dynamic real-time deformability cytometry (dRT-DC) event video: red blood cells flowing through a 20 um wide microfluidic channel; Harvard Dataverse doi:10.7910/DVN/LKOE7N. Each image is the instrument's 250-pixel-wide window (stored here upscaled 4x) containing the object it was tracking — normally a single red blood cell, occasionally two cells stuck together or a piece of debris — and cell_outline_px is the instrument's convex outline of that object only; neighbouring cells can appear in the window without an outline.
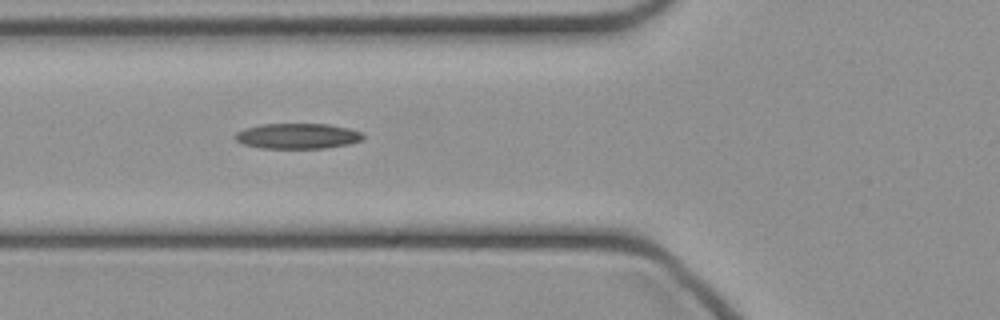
{"species": "common noctule bat (a hibernating species)", "species_latin": "Nyctalus noctula", "temperature_condition": "cold", "stored_images_in_passage": 13, "camera_frame_rate_fps": 3000, "um_per_image_px": 0.085, "animal": {"sex": "female", "body_mass_g": 21.9}, "frame": {"image": 1, "passage_image": 8, "time_ms": 2.333, "image_size_px": [1000, 320], "cell_outline_px": [[364, 140], [348, 144], [324, 148], [260, 148], [244, 144], [236, 140], [232, 136], [236, 132], [244, 128], [260, 124], [328, 124], [348, 128], [360, 132], [364, 136]], "centroid_in_image_um": [25.26, 11.56], "position_along_channel_um": 100.5, "area_um2": 19.02}}
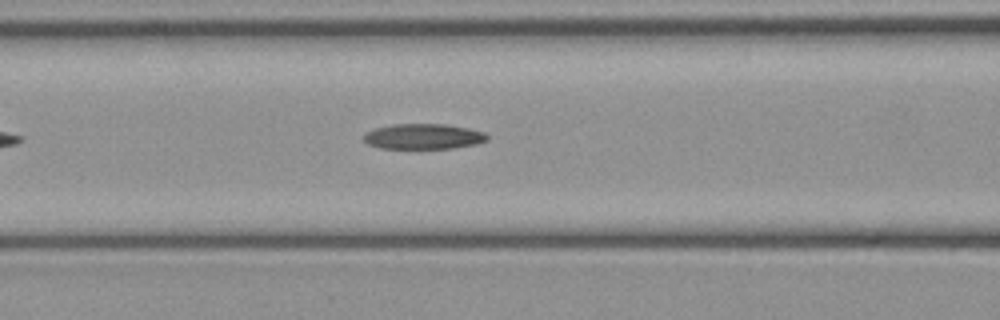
{"frame": {"image": 2, "passage_image": 10, "time_ms": 3.0, "image_size_px": [1000, 320], "cell_outline_px": [[488, 140], [476, 144], [452, 148], [380, 148], [368, 144], [364, 140], [364, 132], [376, 128], [396, 124], [444, 124], [468, 128], [484, 132], [488, 136]], "centroid_in_image_um": [35.99, 11.6], "position_along_channel_um": 130.6, "area_um2": 18.15}}